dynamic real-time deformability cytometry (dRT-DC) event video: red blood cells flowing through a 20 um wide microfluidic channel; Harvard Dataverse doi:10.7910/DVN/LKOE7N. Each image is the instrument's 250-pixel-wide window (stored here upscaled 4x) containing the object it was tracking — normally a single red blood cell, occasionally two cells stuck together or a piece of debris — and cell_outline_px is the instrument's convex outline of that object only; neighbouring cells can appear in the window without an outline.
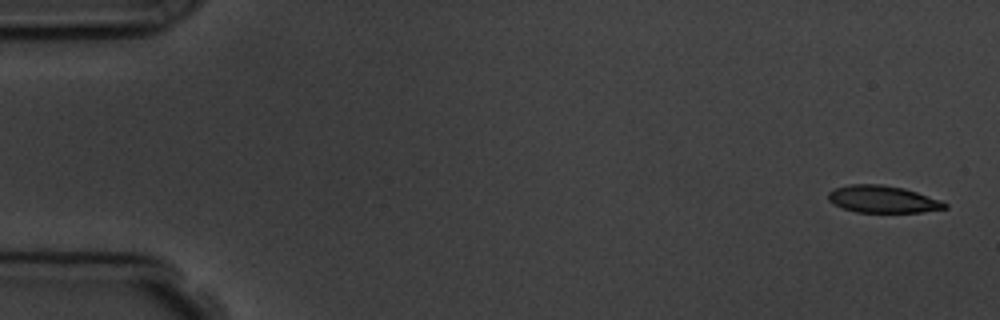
{"species": "common noctule bat (a hibernating species)", "species_latin": "Nyctalus noctula", "temperature_condition": "room temperature", "stored_images_in_passage": 6, "camera_frame_rate_fps": 3000, "um_per_image_px": 0.085, "animal": {"sex": "male", "body_mass_g": 19.5, "forearm_length_mm": 54.6}, "frame": {"image": 1, "passage_image": 1, "time_ms": 0.0, "image_size_px": [1000, 320], "cell_outline_px": [[948, 208], [920, 212], [856, 212], [840, 208], [828, 200], [828, 192], [836, 188], [852, 184], [880, 184], [904, 188], [940, 200], [948, 204]], "centroid_in_image_um": [75.01, 16.94], "position_along_channel_um": 10.0, "area_um2": 18.38}}
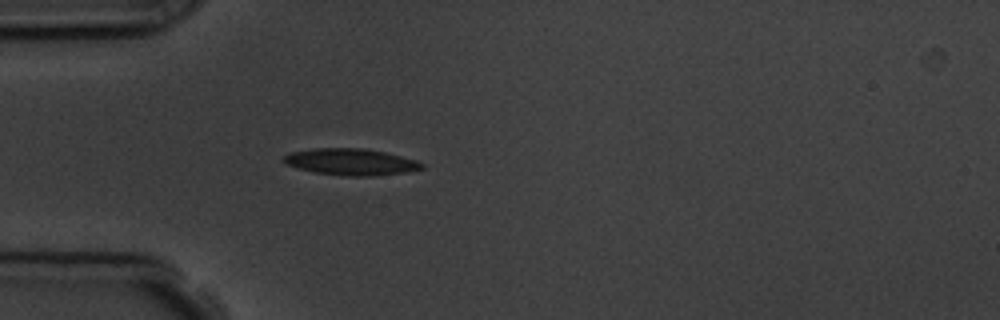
{"frame": {"image": 2, "passage_image": 5, "time_ms": 4.667, "image_size_px": [1000, 320], "cell_outline_px": [[424, 168], [408, 172], [376, 176], [348, 176], [316, 172], [296, 168], [284, 164], [280, 160], [284, 156], [292, 152], [312, 148], [364, 148], [384, 152], [416, 160], [424, 164]], "centroid_in_image_um": [29.8, 13.76], "position_along_channel_um": 55.2, "area_um2": 21.5}}